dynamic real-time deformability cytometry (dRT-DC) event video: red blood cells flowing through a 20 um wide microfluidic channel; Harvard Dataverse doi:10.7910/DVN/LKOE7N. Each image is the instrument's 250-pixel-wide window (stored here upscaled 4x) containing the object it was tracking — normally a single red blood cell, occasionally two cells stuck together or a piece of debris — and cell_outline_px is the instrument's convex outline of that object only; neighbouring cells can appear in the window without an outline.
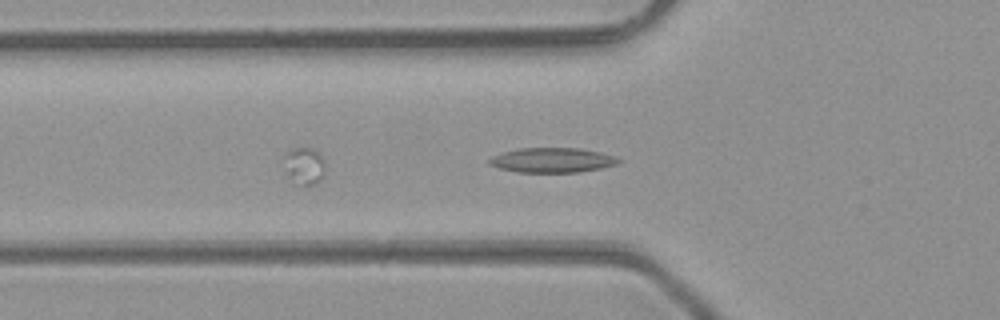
{"species": "common noctule bat (a hibernating species)", "species_latin": "Nyctalus noctula", "temperature_condition": "room temperature", "stored_images_in_passage": 9, "camera_frame_rate_fps": 3000, "um_per_image_px": 0.085, "animal": {"sex": "male", "body_mass_g": 23.1, "forearm_length_mm": 52.7}, "frame": {"image": 1, "passage_image": 4, "time_ms": 1.0, "image_size_px": [1000, 320], "cell_outline_px": [[620, 160], [616, 164], [600, 168], [580, 172], [516, 172], [500, 168], [488, 164], [488, 160], [492, 156], [504, 152], [520, 148], [580, 148], [600, 152], [612, 156]], "centroid_in_image_um": [46.9, 13.61], "position_along_channel_um": 78.9, "area_um2": 18.44}}
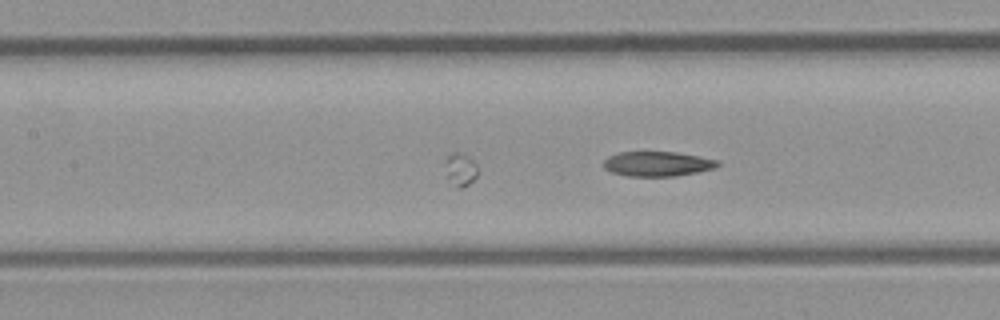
{"frame": {"image": 2, "passage_image": 9, "time_ms": 2.667, "image_size_px": [1000, 320], "cell_outline_px": [[720, 164], [712, 168], [696, 172], [676, 176], [628, 176], [612, 172], [604, 168], [604, 160], [608, 156], [620, 152], [676, 152], [716, 160]], "centroid_in_image_um": [55.83, 13.93], "position_along_channel_um": 151.6, "area_um2": 16.18}}